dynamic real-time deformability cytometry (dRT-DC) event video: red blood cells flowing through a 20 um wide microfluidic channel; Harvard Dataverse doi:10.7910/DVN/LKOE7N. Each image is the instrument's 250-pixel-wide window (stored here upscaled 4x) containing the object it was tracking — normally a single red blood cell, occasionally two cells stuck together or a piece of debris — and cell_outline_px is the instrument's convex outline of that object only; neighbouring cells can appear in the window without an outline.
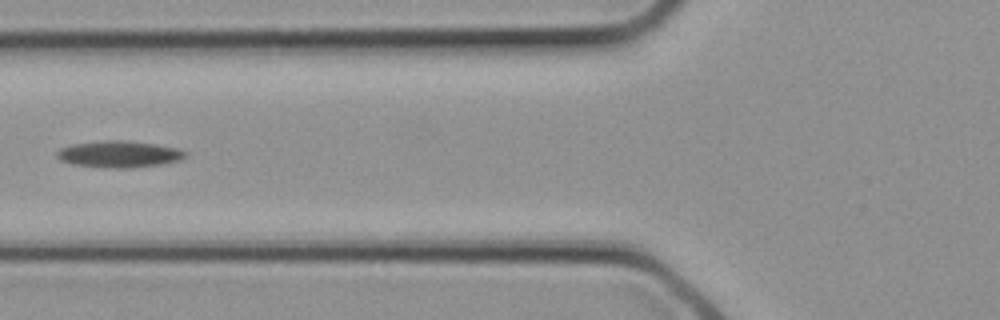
{"species": "common noctule bat (a hibernating species)", "species_latin": "Nyctalus noctula", "temperature_condition": "cold", "stored_images_in_passage": 3, "camera_frame_rate_fps": 3000, "um_per_image_px": 0.085, "animal": {"sex": "female", "body_mass_g": 21.9}, "frame": {"image": 1, "passage_image": 3, "time_ms": 0.667, "image_size_px": [1000, 320], "cell_outline_px": [[188, 156], [180, 160], [160, 164], [132, 168], [112, 168], [72, 164], [60, 160], [56, 156], [56, 152], [60, 148], [72, 144], [100, 140], [128, 140], [156, 144], [180, 148], [188, 152]], "centroid_in_image_um": [10.15, 13.09], "position_along_channel_um": 115.6, "area_um2": 20.23}}